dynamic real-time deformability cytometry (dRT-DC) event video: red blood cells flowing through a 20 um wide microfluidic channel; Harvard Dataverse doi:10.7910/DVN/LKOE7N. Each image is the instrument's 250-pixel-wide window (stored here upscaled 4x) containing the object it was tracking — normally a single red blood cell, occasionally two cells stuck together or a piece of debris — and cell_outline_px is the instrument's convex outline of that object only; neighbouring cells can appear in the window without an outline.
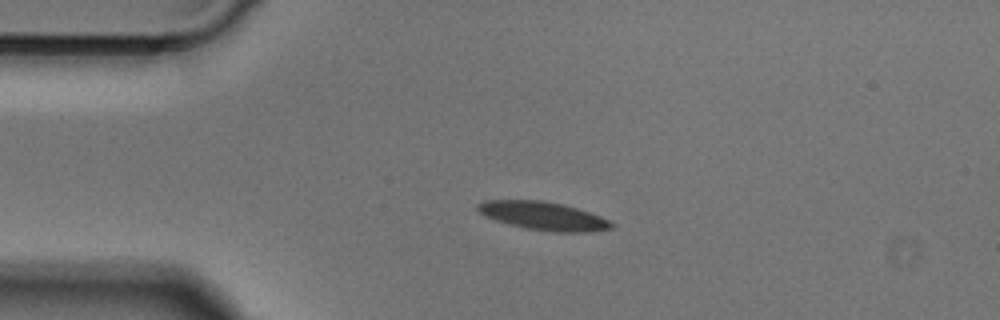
{"species": "Egyptian fruit bat (a non-hibernating species)", "species_latin": "Rousettus aegyptiacus", "temperature_condition": "cold", "stored_images_in_passage": 40, "camera_frame_rate_fps": 3000, "um_per_image_px": 0.085, "animal": {"sex": "male"}, "frame": {"image": 1, "passage_image": 1, "time_ms": 0.0, "image_size_px": [1000, 320], "cell_outline_px": [[616, 228], [588, 232], [556, 232], [528, 228], [508, 224], [496, 220], [480, 212], [476, 208], [476, 204], [488, 200], [540, 200], [560, 204], [576, 208], [600, 216], [616, 224]], "centroid_in_image_um": [46.23, 18.36], "position_along_channel_um": 38.8, "area_um2": 21.79}}
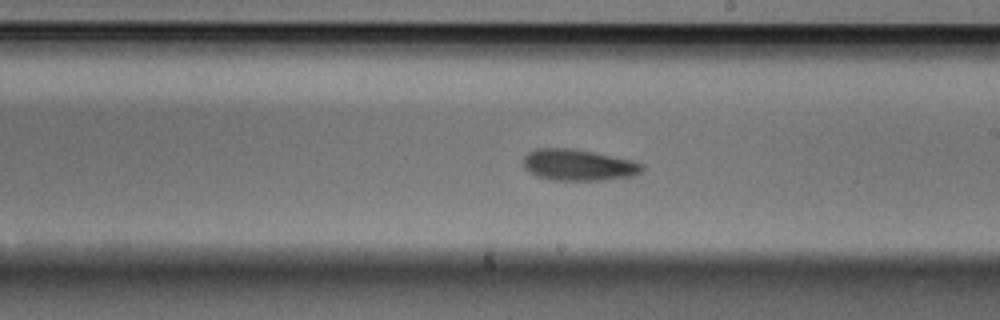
{"frame": {"image": 2, "passage_image": 18, "time_ms": 5.667, "image_size_px": [1000, 320], "cell_outline_px": [[644, 168], [640, 172], [632, 176], [608, 180], [552, 180], [536, 176], [524, 168], [524, 156], [528, 152], [536, 148], [572, 148], [596, 152], [632, 160], [644, 164]], "centroid_in_image_um": [49.17, 14.02], "position_along_channel_um": 239.8, "area_um2": 21.91}}
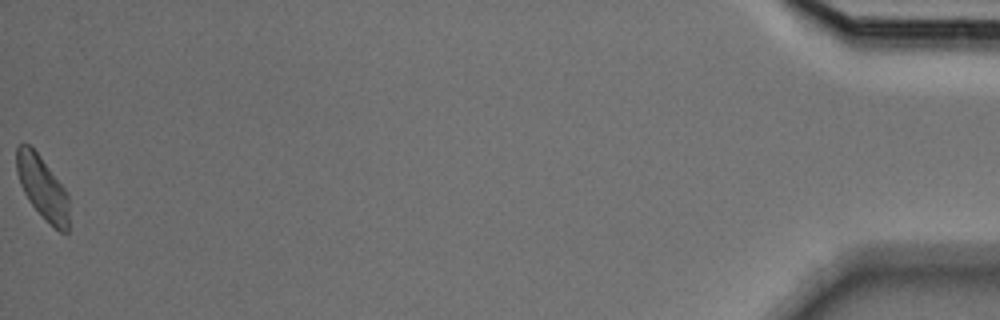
{"frame": {"image": 3, "passage_image": 40, "time_ms": 13.0, "image_size_px": [1000, 320], "cell_outline_px": [[68, 232], [60, 232], [28, 200], [20, 184], [16, 172], [16, 148], [20, 144], [28, 144], [40, 156], [68, 192]], "centroid_in_image_um": [3.6, 15.91], "position_along_channel_um": 431.6, "area_um2": 18.84}}